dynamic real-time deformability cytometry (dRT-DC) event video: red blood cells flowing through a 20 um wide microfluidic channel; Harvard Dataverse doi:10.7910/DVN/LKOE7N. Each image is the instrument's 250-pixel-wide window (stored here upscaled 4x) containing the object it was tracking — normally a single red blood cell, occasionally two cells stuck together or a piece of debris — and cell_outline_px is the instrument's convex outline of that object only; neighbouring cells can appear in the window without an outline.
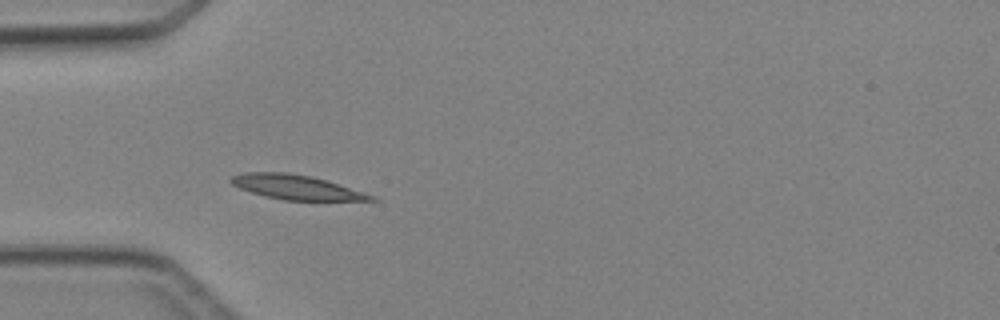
{"species": "Egyptian fruit bat (a non-hibernating species)", "species_latin": "Rousettus aegyptiacus", "temperature_condition": "cold", "stored_images_in_passage": 5, "camera_frame_rate_fps": 3000, "um_per_image_px": 0.085, "animal": {"sex": "female"}, "frame": {"image": 1, "passage_image": 4, "time_ms": 3.667, "image_size_px": [1000, 320], "cell_outline_px": [[380, 200], [284, 200], [264, 196], [240, 188], [232, 184], [228, 180], [232, 176], [244, 172], [288, 172], [312, 176], [364, 192], [376, 196]], "centroid_in_image_um": [25.16, 15.9], "position_along_channel_um": 59.8, "area_um2": 19.88}}
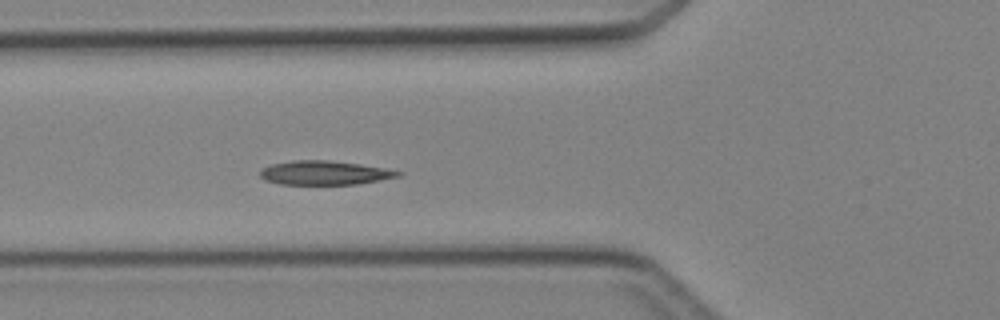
{"frame": {"image": 2, "passage_image": 5, "time_ms": 4.667, "image_size_px": [1000, 320], "cell_outline_px": [[404, 172], [400, 176], [356, 184], [280, 184], [264, 180], [260, 176], [260, 168], [272, 164], [292, 160], [328, 160], [360, 164], [384, 168]], "centroid_in_image_um": [27.54, 14.68], "position_along_channel_um": 98.3, "area_um2": 19.25}}